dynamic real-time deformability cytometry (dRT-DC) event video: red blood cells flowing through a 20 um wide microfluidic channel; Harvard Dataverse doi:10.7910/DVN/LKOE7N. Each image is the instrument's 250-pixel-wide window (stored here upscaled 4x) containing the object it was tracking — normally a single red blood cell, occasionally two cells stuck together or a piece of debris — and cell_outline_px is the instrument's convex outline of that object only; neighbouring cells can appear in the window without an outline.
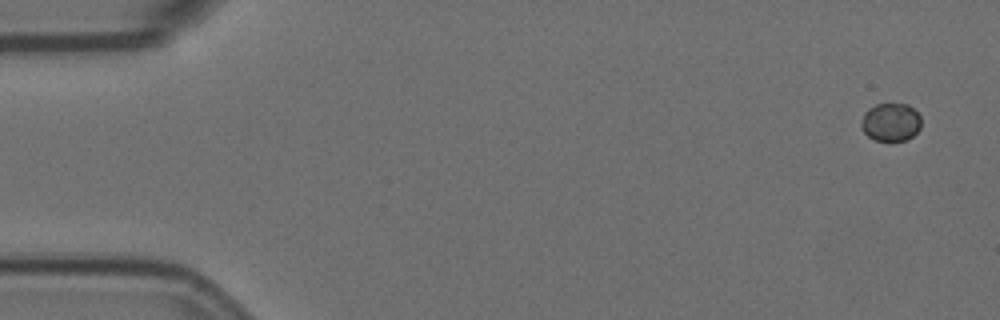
{"species": "Egyptian fruit bat (a non-hibernating species)", "species_latin": "Rousettus aegyptiacus", "temperature_condition": "room temperature", "stored_images_in_passage": 6, "camera_frame_rate_fps": 3000, "um_per_image_px": 0.085, "animal": {"sex": "female"}, "frame": {"image": 1, "passage_image": 1, "time_ms": 0.0, "image_size_px": [1000, 320], "cell_outline_px": [[920, 128], [912, 136], [904, 140], [876, 140], [868, 136], [860, 128], [860, 120], [864, 112], [868, 108], [876, 104], [908, 104], [920, 116]], "centroid_in_image_um": [75.67, 10.37], "position_along_channel_um": 9.3, "area_um2": 13.29}}
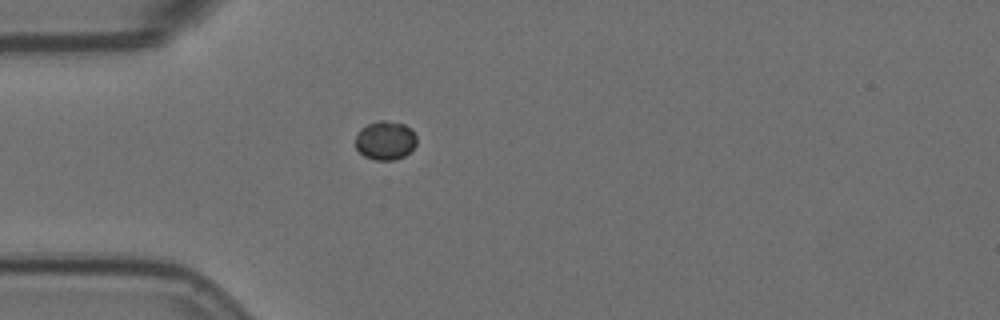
{"frame": {"image": 2, "passage_image": 5, "time_ms": 1.333, "image_size_px": [1000, 320], "cell_outline_px": [[416, 144], [404, 156], [392, 160], [376, 160], [364, 156], [356, 148], [356, 136], [360, 128], [368, 124], [380, 120], [384, 120], [404, 124], [416, 136]], "centroid_in_image_um": [32.72, 11.93], "position_along_channel_um": 52.3, "area_um2": 13.64}}